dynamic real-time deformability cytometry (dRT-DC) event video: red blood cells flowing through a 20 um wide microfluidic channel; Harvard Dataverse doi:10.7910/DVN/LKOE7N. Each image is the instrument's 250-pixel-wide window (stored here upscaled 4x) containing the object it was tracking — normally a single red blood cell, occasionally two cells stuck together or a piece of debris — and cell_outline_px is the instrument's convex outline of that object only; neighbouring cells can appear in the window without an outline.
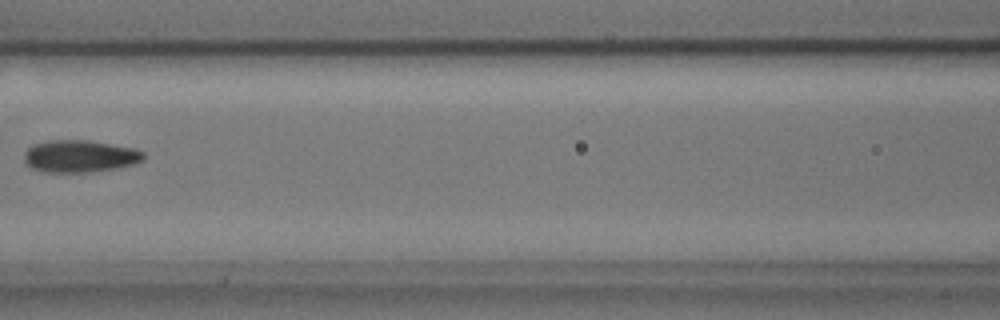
{"species": "common noctule bat (a hibernating species)", "species_latin": "Nyctalus noctula", "temperature_condition": "cold", "stored_images_in_passage": 5, "camera_frame_rate_fps": 3000, "um_per_image_px": 0.085, "animal": {"sex": "male", "body_mass_g": 17.9, "forearm_length_mm": 54.2}, "frame": {"image": 1, "passage_image": 5, "time_ms": 1.333, "image_size_px": [1000, 320], "cell_outline_px": [[144, 160], [136, 164], [116, 168], [92, 172], [44, 172], [32, 168], [24, 160], [24, 152], [32, 144], [48, 140], [88, 140], [136, 148], [144, 152]], "centroid_in_image_um": [6.81, 13.27], "position_along_channel_um": 159.8, "area_um2": 22.66}}